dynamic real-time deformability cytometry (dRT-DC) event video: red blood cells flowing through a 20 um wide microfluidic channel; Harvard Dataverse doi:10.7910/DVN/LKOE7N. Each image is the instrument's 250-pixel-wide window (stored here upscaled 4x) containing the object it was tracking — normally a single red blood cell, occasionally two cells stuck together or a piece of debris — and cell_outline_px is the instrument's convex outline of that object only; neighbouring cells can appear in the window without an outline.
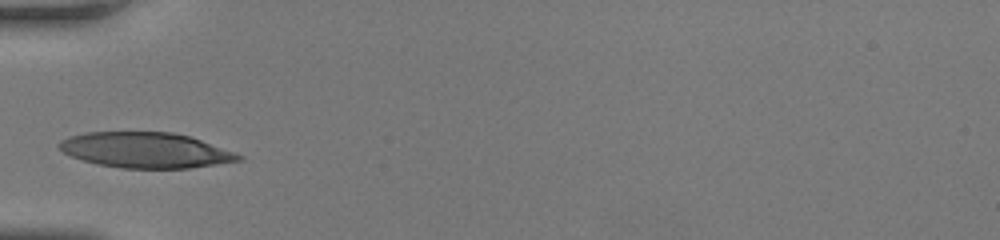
{"species": "human", "species_latin": "Homo sapiens", "temperature_condition": "room temperature", "stored_images_in_passage": 26, "camera_frame_rate_fps": 3000, "um_per_image_px": 0.085, "donor": {"sex": "female"}, "frame": {"image": 1, "passage_image": 1, "time_ms": 0.0, "image_size_px": [1000, 240], "cell_outline_px": [[244, 160], [188, 168], [120, 168], [96, 164], [72, 156], [64, 152], [56, 144], [60, 140], [68, 136], [88, 132], [172, 132], [192, 136], [244, 156]], "centroid_in_image_um": [12.38, 12.76], "position_along_channel_um": 72.6, "area_um2": 37.11}}
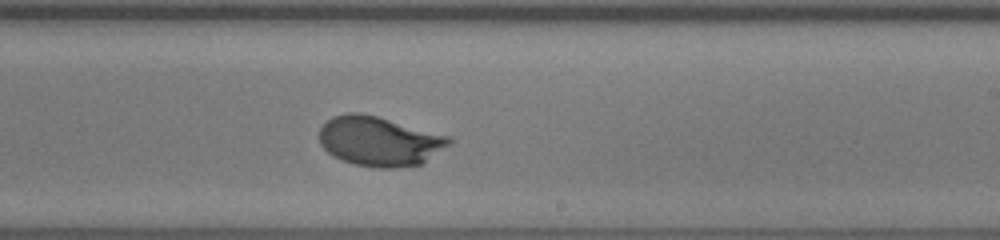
{"frame": {"image": 2, "passage_image": 15, "time_ms": 4.667, "image_size_px": [1000, 240], "cell_outline_px": [[452, 140], [448, 144], [420, 164], [400, 168], [376, 168], [352, 164], [340, 160], [332, 156], [320, 144], [320, 128], [332, 116], [348, 112], [360, 112], [376, 116], [448, 136]], "centroid_in_image_um": [32.17, 12.01], "position_along_channel_um": 256.8, "area_um2": 37.17}}
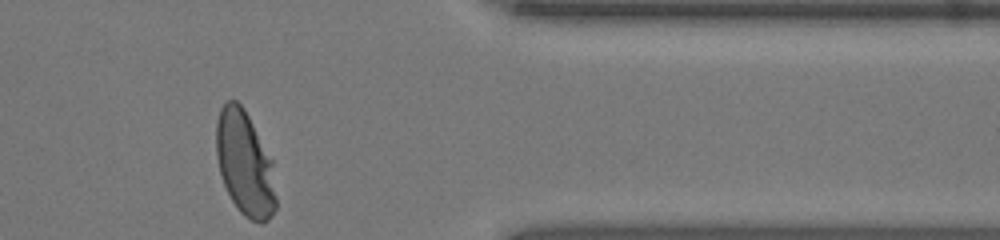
{"frame": {"image": 3, "passage_image": 26, "time_ms": 8.333, "image_size_px": [1000, 240], "cell_outline_px": [[276, 208], [272, 216], [268, 220], [260, 224], [244, 216], [240, 212], [232, 200], [224, 184], [220, 172], [216, 156], [216, 120], [220, 108], [228, 100], [236, 100], [244, 108], [272, 160], [276, 196]], "centroid_in_image_um": [20.81, 13.91], "position_along_channel_um": 390.6, "area_um2": 36.41}, "authors_computed_cell_mechanics": {"area_um2": 37.1076, "velocity_mm_per_s": 3.998, "shape_relaxation_time_tau1_ms": 2.9204, "shape_relaxation_time_tau2_ms": null, "deformation_change_tau1": 0.2039, "deformation_change_tau2": null}}